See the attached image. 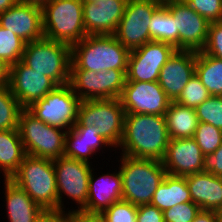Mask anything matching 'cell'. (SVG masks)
<instances>
[{"mask_svg": "<svg viewBox=\"0 0 222 222\" xmlns=\"http://www.w3.org/2000/svg\"><path fill=\"white\" fill-rule=\"evenodd\" d=\"M169 141L164 115L125 114L121 155L162 161Z\"/></svg>", "mask_w": 222, "mask_h": 222, "instance_id": "6da1fadb", "label": "cell"}, {"mask_svg": "<svg viewBox=\"0 0 222 222\" xmlns=\"http://www.w3.org/2000/svg\"><path fill=\"white\" fill-rule=\"evenodd\" d=\"M129 53L114 35H87L71 46L70 69L95 72L117 69L126 74Z\"/></svg>", "mask_w": 222, "mask_h": 222, "instance_id": "7a4b0ae2", "label": "cell"}, {"mask_svg": "<svg viewBox=\"0 0 222 222\" xmlns=\"http://www.w3.org/2000/svg\"><path fill=\"white\" fill-rule=\"evenodd\" d=\"M122 199L139 206L150 204L166 173L162 161L121 156Z\"/></svg>", "mask_w": 222, "mask_h": 222, "instance_id": "3957f363", "label": "cell"}, {"mask_svg": "<svg viewBox=\"0 0 222 222\" xmlns=\"http://www.w3.org/2000/svg\"><path fill=\"white\" fill-rule=\"evenodd\" d=\"M10 180L21 187L44 210H58L53 160L26 155Z\"/></svg>", "mask_w": 222, "mask_h": 222, "instance_id": "277c9868", "label": "cell"}, {"mask_svg": "<svg viewBox=\"0 0 222 222\" xmlns=\"http://www.w3.org/2000/svg\"><path fill=\"white\" fill-rule=\"evenodd\" d=\"M45 38L73 45L83 40L86 30L80 0H50L42 7Z\"/></svg>", "mask_w": 222, "mask_h": 222, "instance_id": "5b68a950", "label": "cell"}, {"mask_svg": "<svg viewBox=\"0 0 222 222\" xmlns=\"http://www.w3.org/2000/svg\"><path fill=\"white\" fill-rule=\"evenodd\" d=\"M21 61L51 78L58 86L69 84L71 45L47 39L27 42Z\"/></svg>", "mask_w": 222, "mask_h": 222, "instance_id": "8992f818", "label": "cell"}, {"mask_svg": "<svg viewBox=\"0 0 222 222\" xmlns=\"http://www.w3.org/2000/svg\"><path fill=\"white\" fill-rule=\"evenodd\" d=\"M18 130L26 155L51 160L64 156L67 130L42 122L27 109L19 114Z\"/></svg>", "mask_w": 222, "mask_h": 222, "instance_id": "52a82bcc", "label": "cell"}, {"mask_svg": "<svg viewBox=\"0 0 222 222\" xmlns=\"http://www.w3.org/2000/svg\"><path fill=\"white\" fill-rule=\"evenodd\" d=\"M125 114L120 99L84 100L80 102L74 126H95L117 148L123 137Z\"/></svg>", "mask_w": 222, "mask_h": 222, "instance_id": "ba28073f", "label": "cell"}, {"mask_svg": "<svg viewBox=\"0 0 222 222\" xmlns=\"http://www.w3.org/2000/svg\"><path fill=\"white\" fill-rule=\"evenodd\" d=\"M81 100L69 84L57 86L44 98L26 108L42 122L63 130L71 129L77 122Z\"/></svg>", "mask_w": 222, "mask_h": 222, "instance_id": "9c48e42d", "label": "cell"}, {"mask_svg": "<svg viewBox=\"0 0 222 222\" xmlns=\"http://www.w3.org/2000/svg\"><path fill=\"white\" fill-rule=\"evenodd\" d=\"M164 0H128L124 15L113 34L129 51L151 41L149 25Z\"/></svg>", "mask_w": 222, "mask_h": 222, "instance_id": "30bf717a", "label": "cell"}, {"mask_svg": "<svg viewBox=\"0 0 222 222\" xmlns=\"http://www.w3.org/2000/svg\"><path fill=\"white\" fill-rule=\"evenodd\" d=\"M53 166L56 174L58 210H64V194L78 203V210H81L88 199L89 178L93 171L90 163L63 156L53 160Z\"/></svg>", "mask_w": 222, "mask_h": 222, "instance_id": "8fae6325", "label": "cell"}, {"mask_svg": "<svg viewBox=\"0 0 222 222\" xmlns=\"http://www.w3.org/2000/svg\"><path fill=\"white\" fill-rule=\"evenodd\" d=\"M176 48L166 42L150 41L131 50L128 56L126 81L155 82Z\"/></svg>", "mask_w": 222, "mask_h": 222, "instance_id": "7c38bea8", "label": "cell"}, {"mask_svg": "<svg viewBox=\"0 0 222 222\" xmlns=\"http://www.w3.org/2000/svg\"><path fill=\"white\" fill-rule=\"evenodd\" d=\"M163 4L174 17L179 32V50L200 52L208 37V22L183 0H164Z\"/></svg>", "mask_w": 222, "mask_h": 222, "instance_id": "4fadbf2b", "label": "cell"}, {"mask_svg": "<svg viewBox=\"0 0 222 222\" xmlns=\"http://www.w3.org/2000/svg\"><path fill=\"white\" fill-rule=\"evenodd\" d=\"M119 99L126 114L165 115L171 103L158 81H126Z\"/></svg>", "mask_w": 222, "mask_h": 222, "instance_id": "5bb4252c", "label": "cell"}, {"mask_svg": "<svg viewBox=\"0 0 222 222\" xmlns=\"http://www.w3.org/2000/svg\"><path fill=\"white\" fill-rule=\"evenodd\" d=\"M8 86L23 109L44 98L58 85L48 76L39 73L22 61L9 66Z\"/></svg>", "mask_w": 222, "mask_h": 222, "instance_id": "9a60e30c", "label": "cell"}, {"mask_svg": "<svg viewBox=\"0 0 222 222\" xmlns=\"http://www.w3.org/2000/svg\"><path fill=\"white\" fill-rule=\"evenodd\" d=\"M204 154L193 138L170 139L162 160L167 174L187 176L203 171Z\"/></svg>", "mask_w": 222, "mask_h": 222, "instance_id": "2e32d148", "label": "cell"}, {"mask_svg": "<svg viewBox=\"0 0 222 222\" xmlns=\"http://www.w3.org/2000/svg\"><path fill=\"white\" fill-rule=\"evenodd\" d=\"M197 52L176 50L162 67L158 83L171 101H175L195 74Z\"/></svg>", "mask_w": 222, "mask_h": 222, "instance_id": "e0dca14e", "label": "cell"}, {"mask_svg": "<svg viewBox=\"0 0 222 222\" xmlns=\"http://www.w3.org/2000/svg\"><path fill=\"white\" fill-rule=\"evenodd\" d=\"M128 0H99L83 4L87 35H113L124 15Z\"/></svg>", "mask_w": 222, "mask_h": 222, "instance_id": "ac0fdd59", "label": "cell"}, {"mask_svg": "<svg viewBox=\"0 0 222 222\" xmlns=\"http://www.w3.org/2000/svg\"><path fill=\"white\" fill-rule=\"evenodd\" d=\"M0 26L15 33L26 43L42 39V8L16 3L0 13Z\"/></svg>", "mask_w": 222, "mask_h": 222, "instance_id": "d6986e66", "label": "cell"}, {"mask_svg": "<svg viewBox=\"0 0 222 222\" xmlns=\"http://www.w3.org/2000/svg\"><path fill=\"white\" fill-rule=\"evenodd\" d=\"M122 186L120 171L111 174L107 172L98 179L94 178L91 171L87 203L81 210L102 213L116 201L122 200Z\"/></svg>", "mask_w": 222, "mask_h": 222, "instance_id": "ffe728a7", "label": "cell"}, {"mask_svg": "<svg viewBox=\"0 0 222 222\" xmlns=\"http://www.w3.org/2000/svg\"><path fill=\"white\" fill-rule=\"evenodd\" d=\"M102 145L112 147L95 126H73L66 132L64 157L90 163L89 157Z\"/></svg>", "mask_w": 222, "mask_h": 222, "instance_id": "44dd1931", "label": "cell"}, {"mask_svg": "<svg viewBox=\"0 0 222 222\" xmlns=\"http://www.w3.org/2000/svg\"><path fill=\"white\" fill-rule=\"evenodd\" d=\"M185 178L192 202L201 210L217 211L222 206V177L202 171Z\"/></svg>", "mask_w": 222, "mask_h": 222, "instance_id": "7402d4cb", "label": "cell"}, {"mask_svg": "<svg viewBox=\"0 0 222 222\" xmlns=\"http://www.w3.org/2000/svg\"><path fill=\"white\" fill-rule=\"evenodd\" d=\"M5 181V201L9 222H36L44 209L12 180Z\"/></svg>", "mask_w": 222, "mask_h": 222, "instance_id": "603a6c76", "label": "cell"}, {"mask_svg": "<svg viewBox=\"0 0 222 222\" xmlns=\"http://www.w3.org/2000/svg\"><path fill=\"white\" fill-rule=\"evenodd\" d=\"M185 202H192L185 176L166 174L150 204L163 212Z\"/></svg>", "mask_w": 222, "mask_h": 222, "instance_id": "cb8c5ba5", "label": "cell"}, {"mask_svg": "<svg viewBox=\"0 0 222 222\" xmlns=\"http://www.w3.org/2000/svg\"><path fill=\"white\" fill-rule=\"evenodd\" d=\"M26 152L18 129L0 130V170L10 179L18 170Z\"/></svg>", "mask_w": 222, "mask_h": 222, "instance_id": "d4e9b609", "label": "cell"}, {"mask_svg": "<svg viewBox=\"0 0 222 222\" xmlns=\"http://www.w3.org/2000/svg\"><path fill=\"white\" fill-rule=\"evenodd\" d=\"M164 116L170 139L193 138L198 125L194 108L171 101Z\"/></svg>", "mask_w": 222, "mask_h": 222, "instance_id": "484cf974", "label": "cell"}, {"mask_svg": "<svg viewBox=\"0 0 222 222\" xmlns=\"http://www.w3.org/2000/svg\"><path fill=\"white\" fill-rule=\"evenodd\" d=\"M195 74L211 96H222V59L197 52Z\"/></svg>", "mask_w": 222, "mask_h": 222, "instance_id": "4316f807", "label": "cell"}, {"mask_svg": "<svg viewBox=\"0 0 222 222\" xmlns=\"http://www.w3.org/2000/svg\"><path fill=\"white\" fill-rule=\"evenodd\" d=\"M149 33L151 41L166 42L179 50V32L176 29L174 17L164 4L152 15Z\"/></svg>", "mask_w": 222, "mask_h": 222, "instance_id": "83f0119b", "label": "cell"}, {"mask_svg": "<svg viewBox=\"0 0 222 222\" xmlns=\"http://www.w3.org/2000/svg\"><path fill=\"white\" fill-rule=\"evenodd\" d=\"M69 85L81 101L101 99L99 72L70 69Z\"/></svg>", "mask_w": 222, "mask_h": 222, "instance_id": "f1b7e54d", "label": "cell"}, {"mask_svg": "<svg viewBox=\"0 0 222 222\" xmlns=\"http://www.w3.org/2000/svg\"><path fill=\"white\" fill-rule=\"evenodd\" d=\"M23 108L7 85L0 87V130L18 129L19 114Z\"/></svg>", "mask_w": 222, "mask_h": 222, "instance_id": "f546056e", "label": "cell"}, {"mask_svg": "<svg viewBox=\"0 0 222 222\" xmlns=\"http://www.w3.org/2000/svg\"><path fill=\"white\" fill-rule=\"evenodd\" d=\"M26 42L0 26V59L8 66L21 61Z\"/></svg>", "mask_w": 222, "mask_h": 222, "instance_id": "4dcf8cb0", "label": "cell"}, {"mask_svg": "<svg viewBox=\"0 0 222 222\" xmlns=\"http://www.w3.org/2000/svg\"><path fill=\"white\" fill-rule=\"evenodd\" d=\"M193 139L204 155L212 154L222 143V130L211 124L198 122Z\"/></svg>", "mask_w": 222, "mask_h": 222, "instance_id": "1f68e13d", "label": "cell"}, {"mask_svg": "<svg viewBox=\"0 0 222 222\" xmlns=\"http://www.w3.org/2000/svg\"><path fill=\"white\" fill-rule=\"evenodd\" d=\"M101 99H119L126 82V74L122 70L109 69L100 71Z\"/></svg>", "mask_w": 222, "mask_h": 222, "instance_id": "d6a6232c", "label": "cell"}, {"mask_svg": "<svg viewBox=\"0 0 222 222\" xmlns=\"http://www.w3.org/2000/svg\"><path fill=\"white\" fill-rule=\"evenodd\" d=\"M210 96L209 91L203 86L199 77L194 74L175 102L195 109Z\"/></svg>", "mask_w": 222, "mask_h": 222, "instance_id": "836d02e7", "label": "cell"}, {"mask_svg": "<svg viewBox=\"0 0 222 222\" xmlns=\"http://www.w3.org/2000/svg\"><path fill=\"white\" fill-rule=\"evenodd\" d=\"M198 122H204L222 130V96H210L195 108Z\"/></svg>", "mask_w": 222, "mask_h": 222, "instance_id": "e575fe53", "label": "cell"}, {"mask_svg": "<svg viewBox=\"0 0 222 222\" xmlns=\"http://www.w3.org/2000/svg\"><path fill=\"white\" fill-rule=\"evenodd\" d=\"M138 206L126 200H119L113 203L102 214L107 222H136Z\"/></svg>", "mask_w": 222, "mask_h": 222, "instance_id": "d590c367", "label": "cell"}, {"mask_svg": "<svg viewBox=\"0 0 222 222\" xmlns=\"http://www.w3.org/2000/svg\"><path fill=\"white\" fill-rule=\"evenodd\" d=\"M208 22L222 21V0H183Z\"/></svg>", "mask_w": 222, "mask_h": 222, "instance_id": "8d00e7d4", "label": "cell"}, {"mask_svg": "<svg viewBox=\"0 0 222 222\" xmlns=\"http://www.w3.org/2000/svg\"><path fill=\"white\" fill-rule=\"evenodd\" d=\"M201 208L193 202L175 205L163 211L164 222H192Z\"/></svg>", "mask_w": 222, "mask_h": 222, "instance_id": "74e56055", "label": "cell"}, {"mask_svg": "<svg viewBox=\"0 0 222 222\" xmlns=\"http://www.w3.org/2000/svg\"><path fill=\"white\" fill-rule=\"evenodd\" d=\"M203 53L222 59V21L211 22Z\"/></svg>", "mask_w": 222, "mask_h": 222, "instance_id": "f35d334b", "label": "cell"}, {"mask_svg": "<svg viewBox=\"0 0 222 222\" xmlns=\"http://www.w3.org/2000/svg\"><path fill=\"white\" fill-rule=\"evenodd\" d=\"M203 171L222 177V143L214 153L204 155Z\"/></svg>", "mask_w": 222, "mask_h": 222, "instance_id": "ab89813d", "label": "cell"}, {"mask_svg": "<svg viewBox=\"0 0 222 222\" xmlns=\"http://www.w3.org/2000/svg\"><path fill=\"white\" fill-rule=\"evenodd\" d=\"M136 222H164L163 212L151 204L139 205Z\"/></svg>", "mask_w": 222, "mask_h": 222, "instance_id": "60d3db41", "label": "cell"}, {"mask_svg": "<svg viewBox=\"0 0 222 222\" xmlns=\"http://www.w3.org/2000/svg\"><path fill=\"white\" fill-rule=\"evenodd\" d=\"M44 210L36 222H73L72 211Z\"/></svg>", "mask_w": 222, "mask_h": 222, "instance_id": "b9f144b4", "label": "cell"}, {"mask_svg": "<svg viewBox=\"0 0 222 222\" xmlns=\"http://www.w3.org/2000/svg\"><path fill=\"white\" fill-rule=\"evenodd\" d=\"M73 222H107L105 216L99 212L72 210Z\"/></svg>", "mask_w": 222, "mask_h": 222, "instance_id": "7bdbcfd3", "label": "cell"}, {"mask_svg": "<svg viewBox=\"0 0 222 222\" xmlns=\"http://www.w3.org/2000/svg\"><path fill=\"white\" fill-rule=\"evenodd\" d=\"M192 222H218L216 211L200 210Z\"/></svg>", "mask_w": 222, "mask_h": 222, "instance_id": "ee69618b", "label": "cell"}, {"mask_svg": "<svg viewBox=\"0 0 222 222\" xmlns=\"http://www.w3.org/2000/svg\"><path fill=\"white\" fill-rule=\"evenodd\" d=\"M9 82V66L0 59V87Z\"/></svg>", "mask_w": 222, "mask_h": 222, "instance_id": "f6af8a7d", "label": "cell"}, {"mask_svg": "<svg viewBox=\"0 0 222 222\" xmlns=\"http://www.w3.org/2000/svg\"><path fill=\"white\" fill-rule=\"evenodd\" d=\"M50 0H16L17 3H22V4H30V5H36L39 7H43L46 5Z\"/></svg>", "mask_w": 222, "mask_h": 222, "instance_id": "bcb514c9", "label": "cell"}, {"mask_svg": "<svg viewBox=\"0 0 222 222\" xmlns=\"http://www.w3.org/2000/svg\"><path fill=\"white\" fill-rule=\"evenodd\" d=\"M16 0H0V13L5 12L16 4Z\"/></svg>", "mask_w": 222, "mask_h": 222, "instance_id": "7dc6e473", "label": "cell"}, {"mask_svg": "<svg viewBox=\"0 0 222 222\" xmlns=\"http://www.w3.org/2000/svg\"><path fill=\"white\" fill-rule=\"evenodd\" d=\"M216 212L218 215V222H222V206Z\"/></svg>", "mask_w": 222, "mask_h": 222, "instance_id": "c3c4849f", "label": "cell"}, {"mask_svg": "<svg viewBox=\"0 0 222 222\" xmlns=\"http://www.w3.org/2000/svg\"><path fill=\"white\" fill-rule=\"evenodd\" d=\"M97 1H99V0H80V2H81L82 4H86V3H96Z\"/></svg>", "mask_w": 222, "mask_h": 222, "instance_id": "681fc988", "label": "cell"}]
</instances>
